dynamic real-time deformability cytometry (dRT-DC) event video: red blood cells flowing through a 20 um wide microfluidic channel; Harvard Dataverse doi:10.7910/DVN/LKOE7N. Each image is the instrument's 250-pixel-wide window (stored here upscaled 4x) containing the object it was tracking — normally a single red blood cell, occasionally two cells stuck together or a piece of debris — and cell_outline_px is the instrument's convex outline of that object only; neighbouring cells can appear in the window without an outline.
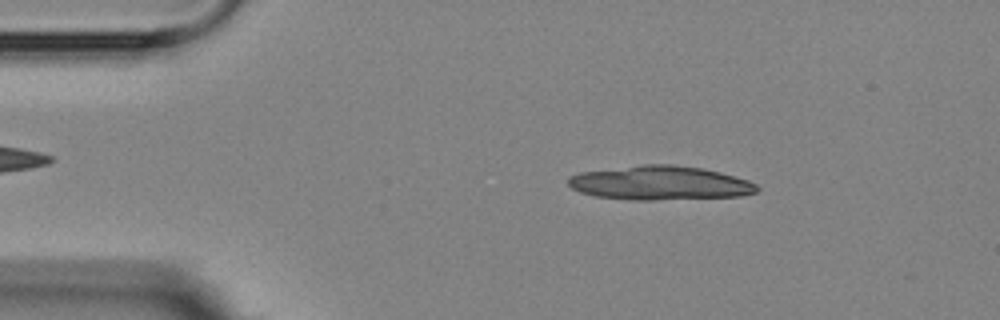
{"species": "Egyptian fruit bat (a non-hibernating species)", "species_latin": "Rousettus aegyptiacus", "temperature_condition": "room temperature", "stored_images_in_passage": 4, "camera_frame_rate_fps": 3000, "um_per_image_px": 0.085, "animal": {"sex": "female"}, "frame": {"image": 1, "passage_image": 1, "time_ms": 0.0, "image_size_px": [1000, 320], "cell_outline_px": [[760, 188], [756, 192], [740, 196], [652, 200], [632, 200], [592, 196], [580, 192], [572, 188], [568, 184], [568, 176], [580, 172], [644, 164], [672, 164], [704, 168], [720, 172], [748, 180], [756, 184]], "centroid_in_image_um": [56.08, 15.55], "position_along_channel_um": 28.9, "area_um2": 37.63}}